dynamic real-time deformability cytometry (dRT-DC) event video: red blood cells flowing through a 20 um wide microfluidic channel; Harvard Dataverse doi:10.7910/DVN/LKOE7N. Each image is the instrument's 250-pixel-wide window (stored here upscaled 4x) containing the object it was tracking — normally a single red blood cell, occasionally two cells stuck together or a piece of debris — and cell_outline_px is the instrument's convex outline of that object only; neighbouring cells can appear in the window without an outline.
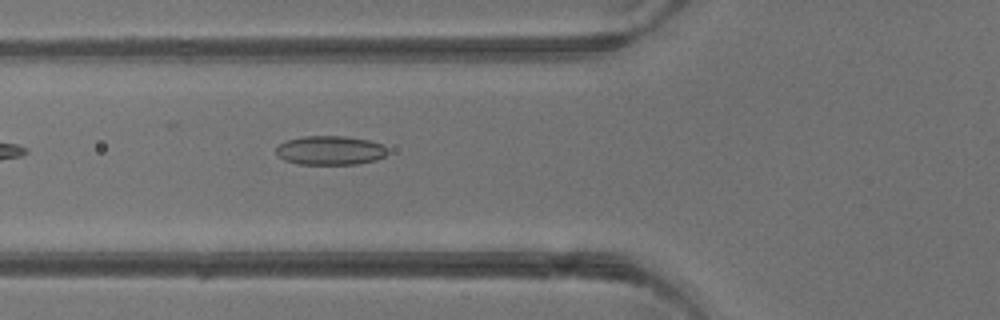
{"species": "common noctule bat (a hibernating species)", "species_latin": "Nyctalus noctula", "temperature_condition": "warm", "stored_images_in_passage": 2, "camera_frame_rate_fps": 3000, "um_per_image_px": 0.085, "animal": {"sex": "male", "body_mass_g": 13.3}, "frame": {"image": 1, "passage_image": 2, "time_ms": 1.333, "image_size_px": [1000, 320], "cell_outline_px": [[388, 152], [384, 156], [376, 160], [356, 164], [300, 164], [284, 160], [276, 152], [276, 148], [280, 144], [288, 140], [304, 136], [348, 136], [368, 140], [380, 144], [388, 148]], "centroid_in_image_um": [28.09, 12.78], "position_along_channel_um": 97.7, "area_um2": 18.79}}